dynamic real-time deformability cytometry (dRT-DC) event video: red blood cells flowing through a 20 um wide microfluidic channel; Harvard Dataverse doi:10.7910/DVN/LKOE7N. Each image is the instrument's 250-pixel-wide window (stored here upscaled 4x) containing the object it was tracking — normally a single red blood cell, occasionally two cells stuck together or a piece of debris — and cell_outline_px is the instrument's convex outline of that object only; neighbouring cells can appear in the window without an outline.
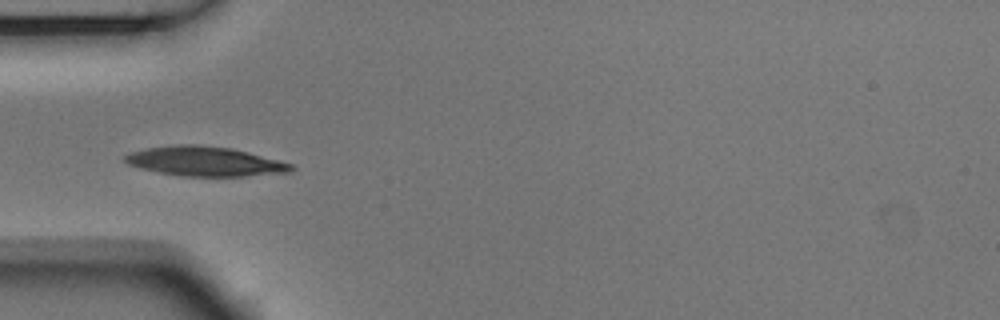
{"species": "Egyptian fruit bat (a non-hibernating species)", "species_latin": "Rousettus aegyptiacus", "temperature_condition": "room temperature", "stored_images_in_passage": 39, "camera_frame_rate_fps": 3000, "um_per_image_px": 0.085, "animal": {"sex": "male"}, "frame": {"image": 1, "passage_image": 1, "time_ms": 0.0, "image_size_px": [1000, 320], "cell_outline_px": [[296, 168], [288, 172], [244, 176], [184, 176], [160, 172], [140, 168], [128, 164], [124, 160], [124, 156], [132, 152], [148, 148], [176, 144], [196, 144], [232, 148], [248, 152], [292, 164]], "centroid_in_image_um": [17.42, 13.71], "position_along_channel_um": 67.6, "area_um2": 28.32}}
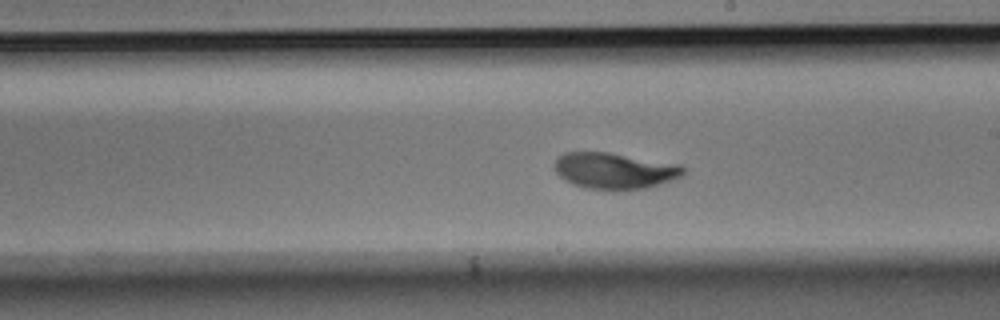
{"frame": {"image": 2, "passage_image": 15, "time_ms": 4.667, "image_size_px": [1000, 320], "cell_outline_px": [[688, 168], [680, 176], [672, 180], [644, 188], [584, 188], [572, 184], [560, 176], [556, 172], [556, 160], [564, 152], [608, 152], [680, 164]], "centroid_in_image_um": [52.26, 14.48], "position_along_channel_um": 236.7, "area_um2": 26.59}}
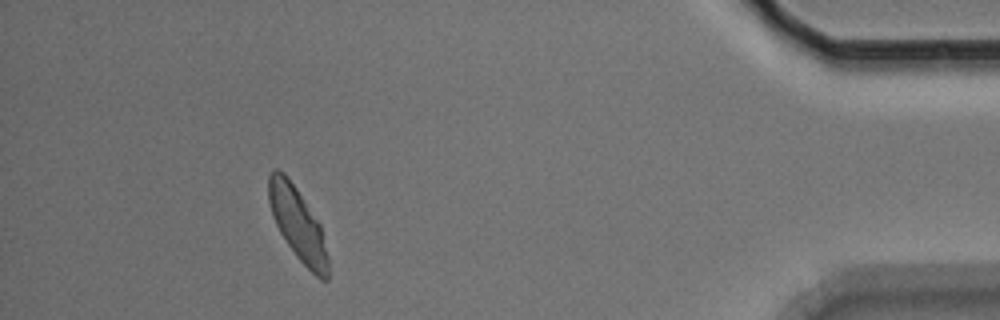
{"frame": {"image": 3, "passage_image": 34, "time_ms": 11.0, "image_size_px": [1000, 320], "cell_outline_px": [[328, 280], [320, 280], [296, 256], [280, 232], [272, 216], [268, 200], [268, 176], [272, 168], [276, 168], [284, 172], [296, 188], [320, 224], [328, 256]], "centroid_in_image_um": [25.29, 19.01], "position_along_channel_um": 409.9, "area_um2": 24.97}, "authors_computed_cell_mechanics": {"area_um2": 26.7036, "velocity_mm_per_s": 3.6206, "shape_relaxation_time_tau1_ms": 2.3536, "shape_relaxation_time_tau2_ms": 0.7319, "deformation_change_tau1": 0.1387, "deformation_change_tau2": 0.0444}}